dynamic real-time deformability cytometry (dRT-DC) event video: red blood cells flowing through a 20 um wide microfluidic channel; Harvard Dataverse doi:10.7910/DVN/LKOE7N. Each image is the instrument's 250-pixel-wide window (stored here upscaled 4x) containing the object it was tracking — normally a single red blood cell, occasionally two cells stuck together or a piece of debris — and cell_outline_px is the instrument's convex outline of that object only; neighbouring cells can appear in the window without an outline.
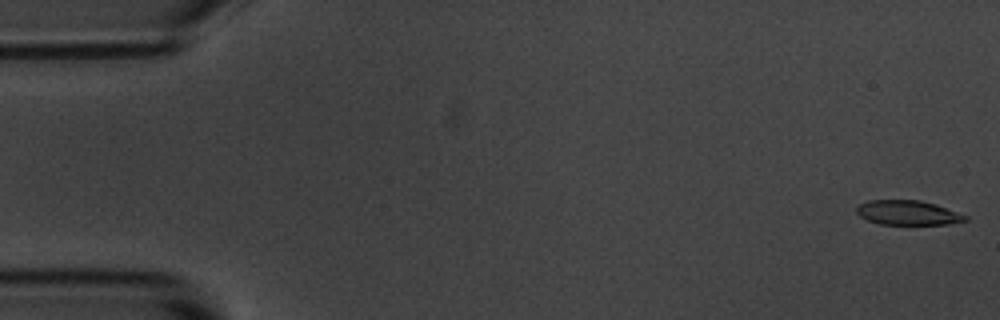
{"species": "common noctule bat (a hibernating species)", "species_latin": "Nyctalus noctula", "temperature_condition": "room temperature", "stored_images_in_passage": 53, "camera_frame_rate_fps": 3000, "um_per_image_px": 0.085, "animal": {"sex": "male", "body_mass_g": 20.1, "forearm_length_mm": 53.5}, "frame": {"image": 1, "passage_image": 1, "time_ms": 0.0, "image_size_px": [1000, 320], "cell_outline_px": [[968, 220], [948, 224], [880, 224], [868, 220], [860, 216], [856, 212], [856, 208], [860, 204], [868, 200], [920, 200], [968, 216]], "centroid_in_image_um": [77.13, 18.08], "position_along_channel_um": 7.9, "area_um2": 15.26}}
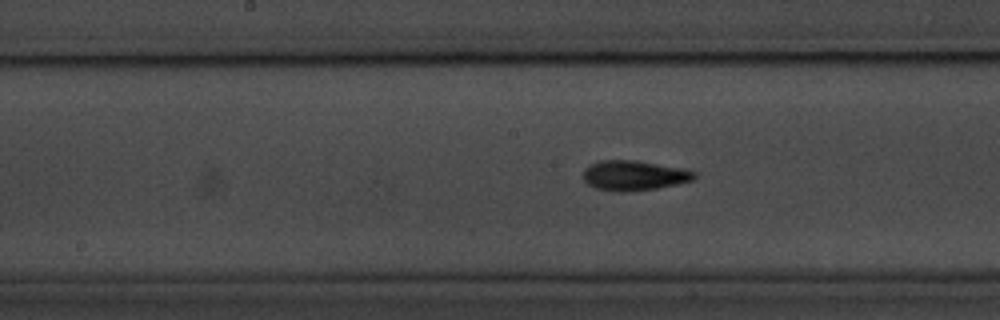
{"frame": {"image": 2, "passage_image": 27, "time_ms": 8.667, "image_size_px": [1000, 320], "cell_outline_px": [[696, 176], [692, 180], [676, 184], [656, 188], [628, 192], [620, 192], [596, 188], [588, 184], [584, 180], [584, 168], [588, 164], [600, 160], [636, 160], [684, 168], [696, 172]], "centroid_in_image_um": [53.88, 14.9], "position_along_channel_um": 194.3, "area_um2": 19.48}}
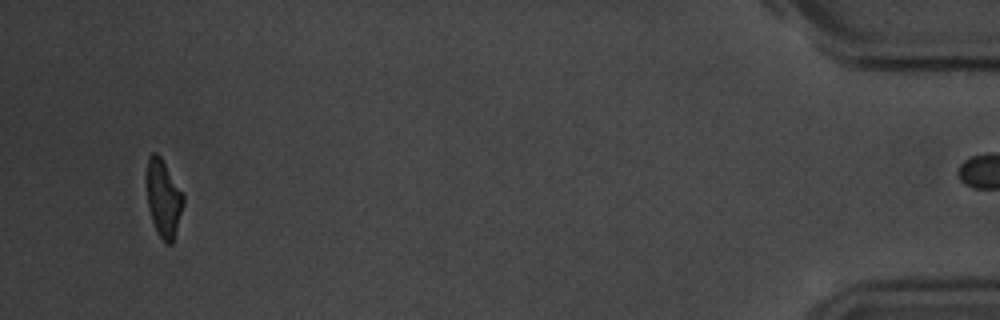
{"frame": {"image": 3, "passage_image": 52, "time_ms": 17.0, "image_size_px": [1000, 320], "cell_outline_px": [[184, 204], [172, 244], [164, 244], [152, 220], [148, 204], [148, 156], [152, 152], [156, 152], [160, 156], [184, 196]], "centroid_in_image_um": [13.92, 16.89], "position_along_channel_um": 421.3, "area_um2": 15.95}}